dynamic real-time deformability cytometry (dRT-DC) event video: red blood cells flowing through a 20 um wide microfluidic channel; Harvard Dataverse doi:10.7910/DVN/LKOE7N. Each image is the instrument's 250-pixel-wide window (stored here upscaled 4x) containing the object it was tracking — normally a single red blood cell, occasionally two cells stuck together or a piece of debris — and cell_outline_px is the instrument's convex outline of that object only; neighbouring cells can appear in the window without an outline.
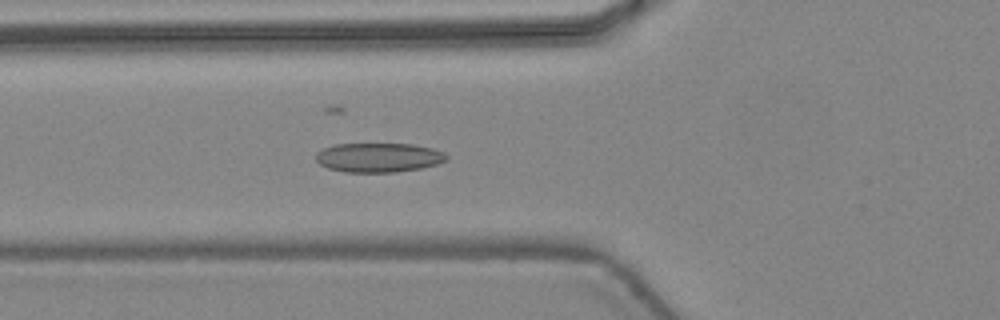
{"species": "common noctule bat (a hibernating species)", "species_latin": "Nyctalus noctula", "temperature_condition": "warm", "stored_images_in_passage": 48, "camera_frame_rate_fps": 3000, "um_per_image_px": 0.085, "animal": {"sex": "female", "body_mass_g": 24.6, "forearm_length_mm": 56.2}, "frame": {"image": 1, "passage_image": 18, "time_ms": 5.667, "image_size_px": [1000, 320], "cell_outline_px": [[448, 160], [436, 164], [420, 168], [396, 172], [344, 172], [328, 168], [320, 164], [316, 160], [316, 152], [324, 148], [336, 144], [412, 144], [432, 148], [444, 152], [448, 156]], "centroid_in_image_um": [32.19, 13.39], "position_along_channel_um": 93.6, "area_um2": 22.31}}
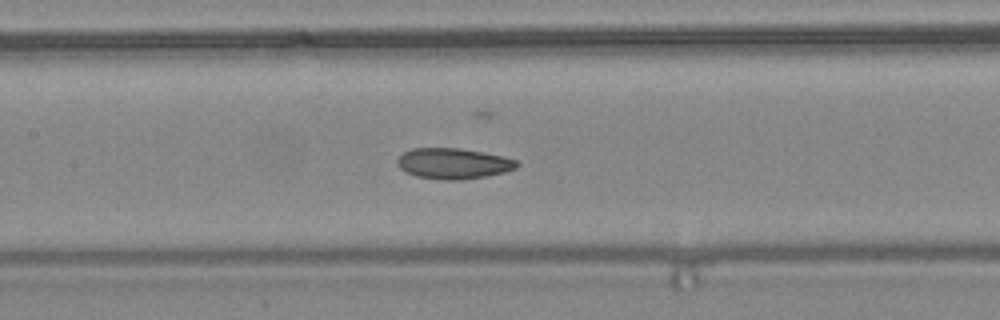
{"frame": {"image": 2, "passage_image": 23, "time_ms": 7.333, "image_size_px": [1000, 320], "cell_outline_px": [[520, 164], [516, 168], [504, 172], [488, 176], [464, 180], [444, 180], [416, 176], [400, 168], [396, 164], [396, 160], [404, 152], [412, 148], [460, 148], [504, 156], [516, 160]], "centroid_in_image_um": [38.55, 13.9], "position_along_channel_um": 168.8, "area_um2": 21.5}}
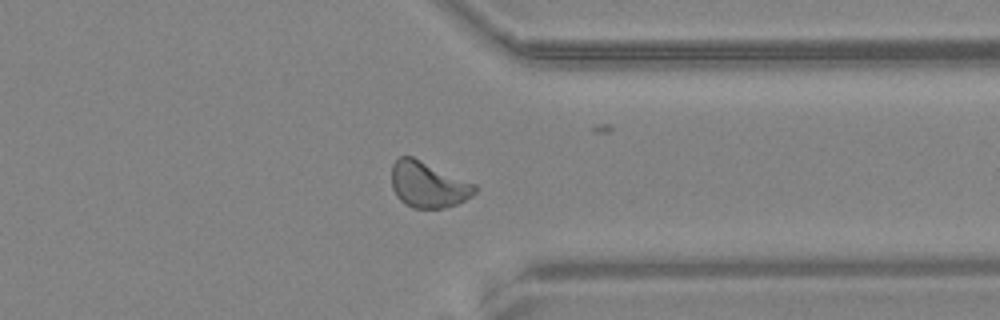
{"frame": {"image": 3, "passage_image": 37, "time_ms": 12.0, "image_size_px": [1000, 320], "cell_outline_px": [[476, 192], [472, 196], [456, 204], [444, 208], [412, 208], [404, 204], [396, 196], [392, 188], [392, 164], [400, 156], [412, 156], [476, 184]], "centroid_in_image_um": [36.37, 15.7], "position_along_channel_um": 375.0, "area_um2": 22.31}, "authors_computed_cell_mechanics": {"area_um2": 22.1374, "velocity_mm_per_s": 4.4817, "shape_relaxation_time_tau1_ms": null, "shape_relaxation_time_tau2_ms": 1.924, "deformation_change_tau1": null, "deformation_change_tau2": 0.077}}